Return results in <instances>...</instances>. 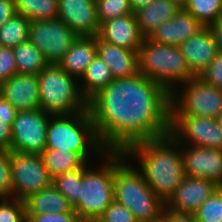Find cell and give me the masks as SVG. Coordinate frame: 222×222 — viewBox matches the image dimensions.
I'll return each mask as SVG.
<instances>
[{
  "instance_id": "6",
  "label": "cell",
  "mask_w": 222,
  "mask_h": 222,
  "mask_svg": "<svg viewBox=\"0 0 222 222\" xmlns=\"http://www.w3.org/2000/svg\"><path fill=\"white\" fill-rule=\"evenodd\" d=\"M114 151H106L83 168L79 203L73 208L82 220L99 219L113 202Z\"/></svg>"
},
{
  "instance_id": "41",
  "label": "cell",
  "mask_w": 222,
  "mask_h": 222,
  "mask_svg": "<svg viewBox=\"0 0 222 222\" xmlns=\"http://www.w3.org/2000/svg\"><path fill=\"white\" fill-rule=\"evenodd\" d=\"M161 218L165 222H197L193 214L171 211L166 207Z\"/></svg>"
},
{
  "instance_id": "8",
  "label": "cell",
  "mask_w": 222,
  "mask_h": 222,
  "mask_svg": "<svg viewBox=\"0 0 222 222\" xmlns=\"http://www.w3.org/2000/svg\"><path fill=\"white\" fill-rule=\"evenodd\" d=\"M222 112V90L198 77L178 86L171 93V115L218 118Z\"/></svg>"
},
{
  "instance_id": "33",
  "label": "cell",
  "mask_w": 222,
  "mask_h": 222,
  "mask_svg": "<svg viewBox=\"0 0 222 222\" xmlns=\"http://www.w3.org/2000/svg\"><path fill=\"white\" fill-rule=\"evenodd\" d=\"M25 219L24 201L16 198L0 199V222H23Z\"/></svg>"
},
{
  "instance_id": "47",
  "label": "cell",
  "mask_w": 222,
  "mask_h": 222,
  "mask_svg": "<svg viewBox=\"0 0 222 222\" xmlns=\"http://www.w3.org/2000/svg\"><path fill=\"white\" fill-rule=\"evenodd\" d=\"M217 120H218V122H219V124H220V127L222 128V112H221V114L218 116Z\"/></svg>"
},
{
  "instance_id": "31",
  "label": "cell",
  "mask_w": 222,
  "mask_h": 222,
  "mask_svg": "<svg viewBox=\"0 0 222 222\" xmlns=\"http://www.w3.org/2000/svg\"><path fill=\"white\" fill-rule=\"evenodd\" d=\"M193 215L197 222H222V186Z\"/></svg>"
},
{
  "instance_id": "21",
  "label": "cell",
  "mask_w": 222,
  "mask_h": 222,
  "mask_svg": "<svg viewBox=\"0 0 222 222\" xmlns=\"http://www.w3.org/2000/svg\"><path fill=\"white\" fill-rule=\"evenodd\" d=\"M96 56L97 36H78L58 65L79 80Z\"/></svg>"
},
{
  "instance_id": "32",
  "label": "cell",
  "mask_w": 222,
  "mask_h": 222,
  "mask_svg": "<svg viewBox=\"0 0 222 222\" xmlns=\"http://www.w3.org/2000/svg\"><path fill=\"white\" fill-rule=\"evenodd\" d=\"M99 23L134 13L129 0H96Z\"/></svg>"
},
{
  "instance_id": "29",
  "label": "cell",
  "mask_w": 222,
  "mask_h": 222,
  "mask_svg": "<svg viewBox=\"0 0 222 222\" xmlns=\"http://www.w3.org/2000/svg\"><path fill=\"white\" fill-rule=\"evenodd\" d=\"M88 163H85L81 168L71 172H65L57 175L52 180V185L60 191L74 208L80 199V186H82L83 168Z\"/></svg>"
},
{
  "instance_id": "26",
  "label": "cell",
  "mask_w": 222,
  "mask_h": 222,
  "mask_svg": "<svg viewBox=\"0 0 222 222\" xmlns=\"http://www.w3.org/2000/svg\"><path fill=\"white\" fill-rule=\"evenodd\" d=\"M17 74L38 75L48 63L42 52L29 40L13 47Z\"/></svg>"
},
{
  "instance_id": "42",
  "label": "cell",
  "mask_w": 222,
  "mask_h": 222,
  "mask_svg": "<svg viewBox=\"0 0 222 222\" xmlns=\"http://www.w3.org/2000/svg\"><path fill=\"white\" fill-rule=\"evenodd\" d=\"M18 110L0 93V119L14 120Z\"/></svg>"
},
{
  "instance_id": "39",
  "label": "cell",
  "mask_w": 222,
  "mask_h": 222,
  "mask_svg": "<svg viewBox=\"0 0 222 222\" xmlns=\"http://www.w3.org/2000/svg\"><path fill=\"white\" fill-rule=\"evenodd\" d=\"M12 125L13 120L0 119V149L11 151Z\"/></svg>"
},
{
  "instance_id": "22",
  "label": "cell",
  "mask_w": 222,
  "mask_h": 222,
  "mask_svg": "<svg viewBox=\"0 0 222 222\" xmlns=\"http://www.w3.org/2000/svg\"><path fill=\"white\" fill-rule=\"evenodd\" d=\"M181 7L172 0H153L149 5L134 11L141 34L148 38L162 23L172 19Z\"/></svg>"
},
{
  "instance_id": "46",
  "label": "cell",
  "mask_w": 222,
  "mask_h": 222,
  "mask_svg": "<svg viewBox=\"0 0 222 222\" xmlns=\"http://www.w3.org/2000/svg\"><path fill=\"white\" fill-rule=\"evenodd\" d=\"M81 222H102L99 219H92V220H81Z\"/></svg>"
},
{
  "instance_id": "30",
  "label": "cell",
  "mask_w": 222,
  "mask_h": 222,
  "mask_svg": "<svg viewBox=\"0 0 222 222\" xmlns=\"http://www.w3.org/2000/svg\"><path fill=\"white\" fill-rule=\"evenodd\" d=\"M183 9L204 26H210L222 18V0H188Z\"/></svg>"
},
{
  "instance_id": "19",
  "label": "cell",
  "mask_w": 222,
  "mask_h": 222,
  "mask_svg": "<svg viewBox=\"0 0 222 222\" xmlns=\"http://www.w3.org/2000/svg\"><path fill=\"white\" fill-rule=\"evenodd\" d=\"M205 26L183 8L170 20L159 25L148 37L155 43L179 46Z\"/></svg>"
},
{
  "instance_id": "37",
  "label": "cell",
  "mask_w": 222,
  "mask_h": 222,
  "mask_svg": "<svg viewBox=\"0 0 222 222\" xmlns=\"http://www.w3.org/2000/svg\"><path fill=\"white\" fill-rule=\"evenodd\" d=\"M15 74H17V66L13 49L0 46V84Z\"/></svg>"
},
{
  "instance_id": "16",
  "label": "cell",
  "mask_w": 222,
  "mask_h": 222,
  "mask_svg": "<svg viewBox=\"0 0 222 222\" xmlns=\"http://www.w3.org/2000/svg\"><path fill=\"white\" fill-rule=\"evenodd\" d=\"M101 40L139 53L144 40L134 13L106 20L97 35Z\"/></svg>"
},
{
  "instance_id": "14",
  "label": "cell",
  "mask_w": 222,
  "mask_h": 222,
  "mask_svg": "<svg viewBox=\"0 0 222 222\" xmlns=\"http://www.w3.org/2000/svg\"><path fill=\"white\" fill-rule=\"evenodd\" d=\"M220 186L212 180L185 176L165 207L179 213L193 214Z\"/></svg>"
},
{
  "instance_id": "1",
  "label": "cell",
  "mask_w": 222,
  "mask_h": 222,
  "mask_svg": "<svg viewBox=\"0 0 222 222\" xmlns=\"http://www.w3.org/2000/svg\"><path fill=\"white\" fill-rule=\"evenodd\" d=\"M88 110L106 151L124 152L170 132L171 93L140 73L114 79L88 101Z\"/></svg>"
},
{
  "instance_id": "40",
  "label": "cell",
  "mask_w": 222,
  "mask_h": 222,
  "mask_svg": "<svg viewBox=\"0 0 222 222\" xmlns=\"http://www.w3.org/2000/svg\"><path fill=\"white\" fill-rule=\"evenodd\" d=\"M17 14L15 0H0V27Z\"/></svg>"
},
{
  "instance_id": "18",
  "label": "cell",
  "mask_w": 222,
  "mask_h": 222,
  "mask_svg": "<svg viewBox=\"0 0 222 222\" xmlns=\"http://www.w3.org/2000/svg\"><path fill=\"white\" fill-rule=\"evenodd\" d=\"M191 72L197 77L218 54V47L210 26L179 45Z\"/></svg>"
},
{
  "instance_id": "27",
  "label": "cell",
  "mask_w": 222,
  "mask_h": 222,
  "mask_svg": "<svg viewBox=\"0 0 222 222\" xmlns=\"http://www.w3.org/2000/svg\"><path fill=\"white\" fill-rule=\"evenodd\" d=\"M31 21L23 15L16 14L0 27V46L13 48L29 40Z\"/></svg>"
},
{
  "instance_id": "15",
  "label": "cell",
  "mask_w": 222,
  "mask_h": 222,
  "mask_svg": "<svg viewBox=\"0 0 222 222\" xmlns=\"http://www.w3.org/2000/svg\"><path fill=\"white\" fill-rule=\"evenodd\" d=\"M58 15L79 36H97L100 23L96 0H57Z\"/></svg>"
},
{
  "instance_id": "35",
  "label": "cell",
  "mask_w": 222,
  "mask_h": 222,
  "mask_svg": "<svg viewBox=\"0 0 222 222\" xmlns=\"http://www.w3.org/2000/svg\"><path fill=\"white\" fill-rule=\"evenodd\" d=\"M197 77L204 83L222 90V53L218 52Z\"/></svg>"
},
{
  "instance_id": "48",
  "label": "cell",
  "mask_w": 222,
  "mask_h": 222,
  "mask_svg": "<svg viewBox=\"0 0 222 222\" xmlns=\"http://www.w3.org/2000/svg\"><path fill=\"white\" fill-rule=\"evenodd\" d=\"M156 222H165L162 218H160L158 221Z\"/></svg>"
},
{
  "instance_id": "44",
  "label": "cell",
  "mask_w": 222,
  "mask_h": 222,
  "mask_svg": "<svg viewBox=\"0 0 222 222\" xmlns=\"http://www.w3.org/2000/svg\"><path fill=\"white\" fill-rule=\"evenodd\" d=\"M133 11L149 5L153 0H129Z\"/></svg>"
},
{
  "instance_id": "7",
  "label": "cell",
  "mask_w": 222,
  "mask_h": 222,
  "mask_svg": "<svg viewBox=\"0 0 222 222\" xmlns=\"http://www.w3.org/2000/svg\"><path fill=\"white\" fill-rule=\"evenodd\" d=\"M40 109L52 115L73 114L88 109L79 80L58 64H48L38 75Z\"/></svg>"
},
{
  "instance_id": "34",
  "label": "cell",
  "mask_w": 222,
  "mask_h": 222,
  "mask_svg": "<svg viewBox=\"0 0 222 222\" xmlns=\"http://www.w3.org/2000/svg\"><path fill=\"white\" fill-rule=\"evenodd\" d=\"M11 151L0 149V199L12 198Z\"/></svg>"
},
{
  "instance_id": "11",
  "label": "cell",
  "mask_w": 222,
  "mask_h": 222,
  "mask_svg": "<svg viewBox=\"0 0 222 222\" xmlns=\"http://www.w3.org/2000/svg\"><path fill=\"white\" fill-rule=\"evenodd\" d=\"M61 19L36 20L29 28V41L42 52L48 64H59L78 38Z\"/></svg>"
},
{
  "instance_id": "17",
  "label": "cell",
  "mask_w": 222,
  "mask_h": 222,
  "mask_svg": "<svg viewBox=\"0 0 222 222\" xmlns=\"http://www.w3.org/2000/svg\"><path fill=\"white\" fill-rule=\"evenodd\" d=\"M0 93L18 111L40 108L39 80L37 75L15 74L0 84Z\"/></svg>"
},
{
  "instance_id": "10",
  "label": "cell",
  "mask_w": 222,
  "mask_h": 222,
  "mask_svg": "<svg viewBox=\"0 0 222 222\" xmlns=\"http://www.w3.org/2000/svg\"><path fill=\"white\" fill-rule=\"evenodd\" d=\"M169 134L180 145L222 150V128L216 118L171 115Z\"/></svg>"
},
{
  "instance_id": "12",
  "label": "cell",
  "mask_w": 222,
  "mask_h": 222,
  "mask_svg": "<svg viewBox=\"0 0 222 222\" xmlns=\"http://www.w3.org/2000/svg\"><path fill=\"white\" fill-rule=\"evenodd\" d=\"M51 115L40 108L18 111L12 125L11 151L41 155Z\"/></svg>"
},
{
  "instance_id": "13",
  "label": "cell",
  "mask_w": 222,
  "mask_h": 222,
  "mask_svg": "<svg viewBox=\"0 0 222 222\" xmlns=\"http://www.w3.org/2000/svg\"><path fill=\"white\" fill-rule=\"evenodd\" d=\"M187 177L209 179L222 186V150L180 145Z\"/></svg>"
},
{
  "instance_id": "23",
  "label": "cell",
  "mask_w": 222,
  "mask_h": 222,
  "mask_svg": "<svg viewBox=\"0 0 222 222\" xmlns=\"http://www.w3.org/2000/svg\"><path fill=\"white\" fill-rule=\"evenodd\" d=\"M26 214H49L71 212L68 199L53 185L30 195L24 200Z\"/></svg>"
},
{
  "instance_id": "28",
  "label": "cell",
  "mask_w": 222,
  "mask_h": 222,
  "mask_svg": "<svg viewBox=\"0 0 222 222\" xmlns=\"http://www.w3.org/2000/svg\"><path fill=\"white\" fill-rule=\"evenodd\" d=\"M15 2L17 13L31 22L57 19V0H15Z\"/></svg>"
},
{
  "instance_id": "25",
  "label": "cell",
  "mask_w": 222,
  "mask_h": 222,
  "mask_svg": "<svg viewBox=\"0 0 222 222\" xmlns=\"http://www.w3.org/2000/svg\"><path fill=\"white\" fill-rule=\"evenodd\" d=\"M41 155L52 178L79 169L87 163L78 153L68 150L46 148Z\"/></svg>"
},
{
  "instance_id": "2",
  "label": "cell",
  "mask_w": 222,
  "mask_h": 222,
  "mask_svg": "<svg viewBox=\"0 0 222 222\" xmlns=\"http://www.w3.org/2000/svg\"><path fill=\"white\" fill-rule=\"evenodd\" d=\"M124 153L164 202L185 177L180 144L170 134L134 143Z\"/></svg>"
},
{
  "instance_id": "20",
  "label": "cell",
  "mask_w": 222,
  "mask_h": 222,
  "mask_svg": "<svg viewBox=\"0 0 222 222\" xmlns=\"http://www.w3.org/2000/svg\"><path fill=\"white\" fill-rule=\"evenodd\" d=\"M97 56L108 66L114 79L128 78L139 73L138 52L107 43L98 36Z\"/></svg>"
},
{
  "instance_id": "38",
  "label": "cell",
  "mask_w": 222,
  "mask_h": 222,
  "mask_svg": "<svg viewBox=\"0 0 222 222\" xmlns=\"http://www.w3.org/2000/svg\"><path fill=\"white\" fill-rule=\"evenodd\" d=\"M29 222H81V218L73 209L66 213L26 214Z\"/></svg>"
},
{
  "instance_id": "3",
  "label": "cell",
  "mask_w": 222,
  "mask_h": 222,
  "mask_svg": "<svg viewBox=\"0 0 222 222\" xmlns=\"http://www.w3.org/2000/svg\"><path fill=\"white\" fill-rule=\"evenodd\" d=\"M113 194L114 201L131 211L138 222H156L163 216L165 202L122 151H114Z\"/></svg>"
},
{
  "instance_id": "43",
  "label": "cell",
  "mask_w": 222,
  "mask_h": 222,
  "mask_svg": "<svg viewBox=\"0 0 222 222\" xmlns=\"http://www.w3.org/2000/svg\"><path fill=\"white\" fill-rule=\"evenodd\" d=\"M210 28L217 43L218 52L222 53V18H220L216 23L210 25Z\"/></svg>"
},
{
  "instance_id": "36",
  "label": "cell",
  "mask_w": 222,
  "mask_h": 222,
  "mask_svg": "<svg viewBox=\"0 0 222 222\" xmlns=\"http://www.w3.org/2000/svg\"><path fill=\"white\" fill-rule=\"evenodd\" d=\"M99 220L102 222H138L131 211L114 200L106 208Z\"/></svg>"
},
{
  "instance_id": "9",
  "label": "cell",
  "mask_w": 222,
  "mask_h": 222,
  "mask_svg": "<svg viewBox=\"0 0 222 222\" xmlns=\"http://www.w3.org/2000/svg\"><path fill=\"white\" fill-rule=\"evenodd\" d=\"M12 198L24 201L52 185L42 155L11 151Z\"/></svg>"
},
{
  "instance_id": "45",
  "label": "cell",
  "mask_w": 222,
  "mask_h": 222,
  "mask_svg": "<svg viewBox=\"0 0 222 222\" xmlns=\"http://www.w3.org/2000/svg\"><path fill=\"white\" fill-rule=\"evenodd\" d=\"M172 1L176 2L181 8H184L188 2V0H172Z\"/></svg>"
},
{
  "instance_id": "24",
  "label": "cell",
  "mask_w": 222,
  "mask_h": 222,
  "mask_svg": "<svg viewBox=\"0 0 222 222\" xmlns=\"http://www.w3.org/2000/svg\"><path fill=\"white\" fill-rule=\"evenodd\" d=\"M113 80L114 77L108 66L96 56L79 79L80 91L83 97L89 101Z\"/></svg>"
},
{
  "instance_id": "4",
  "label": "cell",
  "mask_w": 222,
  "mask_h": 222,
  "mask_svg": "<svg viewBox=\"0 0 222 222\" xmlns=\"http://www.w3.org/2000/svg\"><path fill=\"white\" fill-rule=\"evenodd\" d=\"M46 148L78 153L87 163L96 161L106 150L97 137L89 110L51 115Z\"/></svg>"
},
{
  "instance_id": "5",
  "label": "cell",
  "mask_w": 222,
  "mask_h": 222,
  "mask_svg": "<svg viewBox=\"0 0 222 222\" xmlns=\"http://www.w3.org/2000/svg\"><path fill=\"white\" fill-rule=\"evenodd\" d=\"M139 73L162 85L170 93L196 76L179 46L155 43L144 38L139 53Z\"/></svg>"
}]
</instances>
